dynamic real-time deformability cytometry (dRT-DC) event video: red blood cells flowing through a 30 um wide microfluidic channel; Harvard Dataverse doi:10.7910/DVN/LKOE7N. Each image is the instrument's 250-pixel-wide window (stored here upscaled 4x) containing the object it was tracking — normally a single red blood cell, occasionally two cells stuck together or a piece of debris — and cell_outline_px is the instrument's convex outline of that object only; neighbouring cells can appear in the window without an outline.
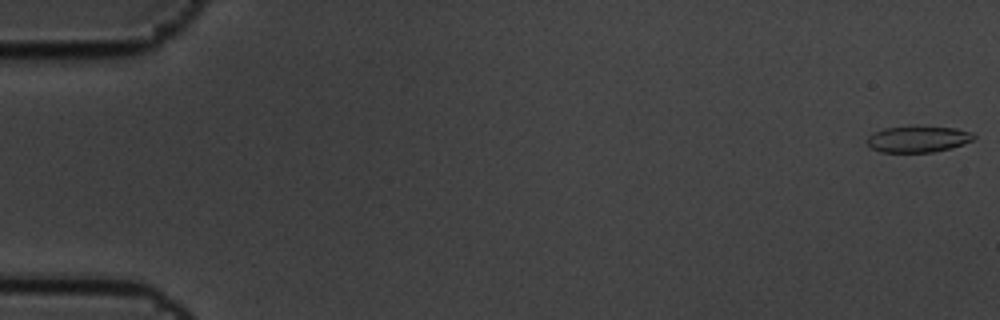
{"species": "common noctule bat (a hibernating species)", "species_latin": "Nyctalus noctula", "temperature_condition": "cold", "stored_images_in_passage": 6, "camera_frame_rate_fps": 3000, "um_per_image_px": 0.085, "animal": {"sex": "male", "body_mass_g": 19.5, "forearm_length_mm": 54.6}, "frame": {"image": 1, "passage_image": 1, "time_ms": 0.0, "image_size_px": [1000, 320], "cell_outline_px": [[976, 136], [972, 140], [964, 144], [932, 152], [880, 152], [872, 148], [868, 144], [868, 136], [884, 128], [956, 128], [972, 132]], "centroid_in_image_um": [78.05, 11.85], "position_along_channel_um": 7.0, "area_um2": 15.66}}
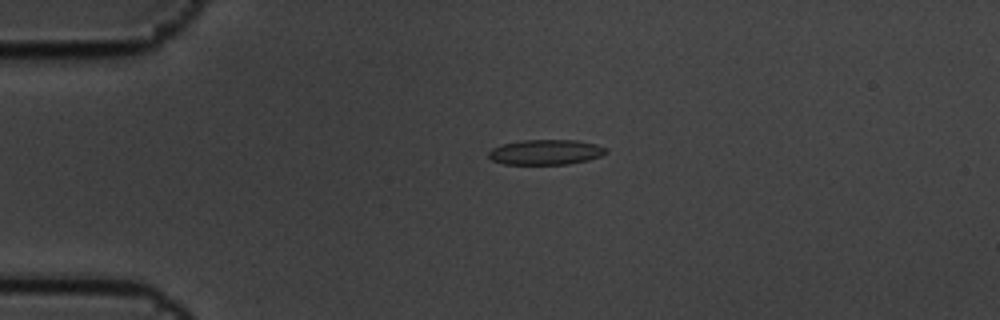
{"frame": {"image": 2, "passage_image": 5, "time_ms": 1.333, "image_size_px": [1000, 320], "cell_outline_px": [[608, 152], [600, 156], [588, 160], [568, 164], [504, 164], [492, 160], [488, 156], [488, 152], [492, 148], [500, 144], [524, 140], [580, 140], [596, 144], [608, 148]], "centroid_in_image_um": [46.4, 12.92], "position_along_channel_um": 38.6, "area_um2": 17.34}}